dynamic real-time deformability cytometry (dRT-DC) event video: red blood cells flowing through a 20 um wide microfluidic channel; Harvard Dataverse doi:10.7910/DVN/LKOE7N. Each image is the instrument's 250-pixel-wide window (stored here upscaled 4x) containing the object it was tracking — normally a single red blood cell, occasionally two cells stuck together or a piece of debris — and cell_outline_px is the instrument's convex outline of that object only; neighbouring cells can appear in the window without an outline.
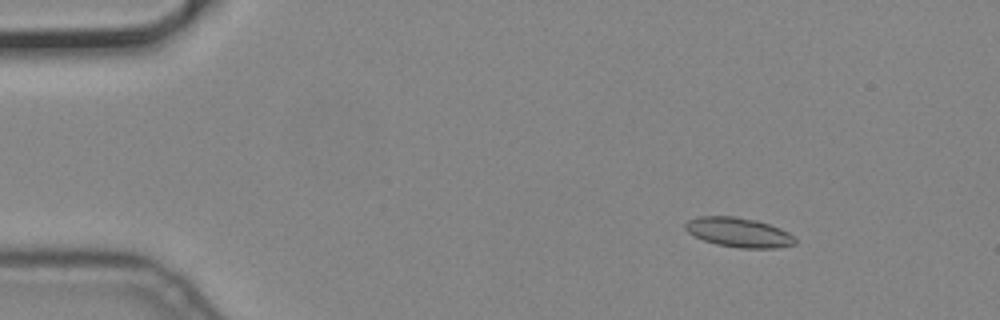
{"species": "common noctule bat (a hibernating species)", "species_latin": "Nyctalus noctula", "temperature_condition": "cold", "stored_images_in_passage": 9, "camera_frame_rate_fps": 3000, "um_per_image_px": 0.085, "animal": {"sex": "male", "body_mass_g": 19.2, "forearm_length_mm": 51.8}, "frame": {"image": 1, "passage_image": 3, "time_ms": 0.667, "image_size_px": [1000, 320], "cell_outline_px": [[796, 244], [776, 248], [740, 248], [716, 244], [704, 240], [688, 232], [684, 228], [684, 224], [688, 220], [700, 216], [736, 216], [756, 220], [780, 228], [788, 232], [796, 240]], "centroid_in_image_um": [62.79, 19.75], "position_along_channel_um": 22.2, "area_um2": 18.84}}
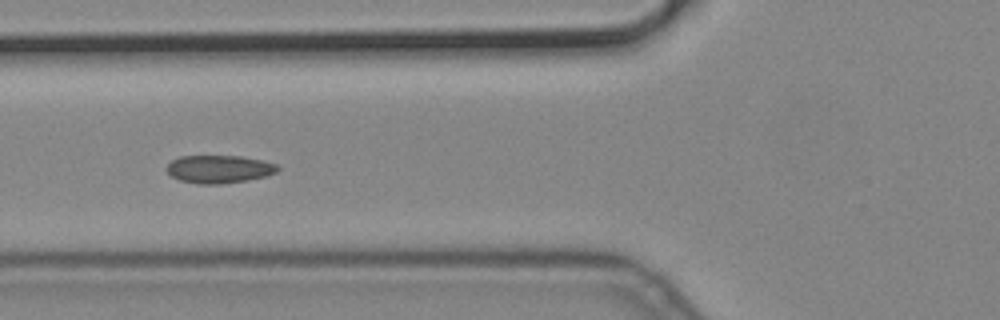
{"frame": {"image": 2, "passage_image": 7, "time_ms": 2.0, "image_size_px": [1000, 320], "cell_outline_px": [[280, 168], [276, 172], [264, 176], [248, 180], [220, 184], [196, 184], [180, 180], [172, 176], [164, 168], [172, 160], [180, 156], [240, 156], [260, 160], [276, 164]], "centroid_in_image_um": [18.58, 14.38], "position_along_channel_um": 107.2, "area_um2": 17.98}}
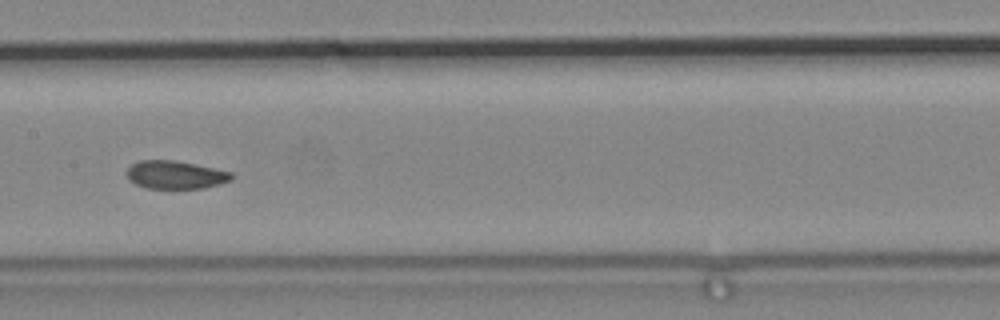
{"frame": {"image": 3, "passage_image": 9, "time_ms": 2.667, "image_size_px": [1000, 320], "cell_outline_px": [[232, 180], [220, 184], [204, 188], [148, 188], [136, 184], [128, 180], [128, 168], [132, 164], [140, 160], [176, 160], [232, 172]], "centroid_in_image_um": [14.92, 14.86], "position_along_channel_um": 192.5, "area_um2": 17.05}}